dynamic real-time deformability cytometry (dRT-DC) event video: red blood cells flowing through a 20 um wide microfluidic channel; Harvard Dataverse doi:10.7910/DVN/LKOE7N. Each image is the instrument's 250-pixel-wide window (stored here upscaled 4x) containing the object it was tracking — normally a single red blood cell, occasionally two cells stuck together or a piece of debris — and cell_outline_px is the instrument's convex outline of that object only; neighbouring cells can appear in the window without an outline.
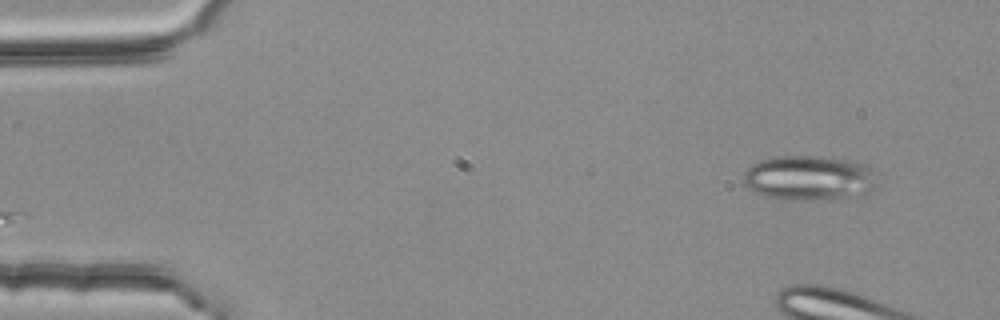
{"species": "common noctule bat (a hibernating species)", "species_latin": "Nyctalus noctula", "temperature_condition": "room temperature", "stored_images_in_passage": 4, "camera_frame_rate_fps": 3000, "um_per_image_px": 0.085, "animal": {"sex": "female", "body_mass_g": 25.1}, "frame": {"image": 1, "passage_image": 1, "time_ms": 0.0, "image_size_px": [1000, 320], "cell_outline_px": [[876, 188], [868, 192], [848, 196], [820, 200], [784, 200], [764, 196], [748, 188], [744, 184], [744, 172], [752, 164], [760, 160], [776, 156], [812, 156], [848, 160], [864, 164], [872, 168], [876, 184]], "centroid_in_image_um": [68.74, 15.13], "position_along_channel_um": 16.3, "area_um2": 34.85}}